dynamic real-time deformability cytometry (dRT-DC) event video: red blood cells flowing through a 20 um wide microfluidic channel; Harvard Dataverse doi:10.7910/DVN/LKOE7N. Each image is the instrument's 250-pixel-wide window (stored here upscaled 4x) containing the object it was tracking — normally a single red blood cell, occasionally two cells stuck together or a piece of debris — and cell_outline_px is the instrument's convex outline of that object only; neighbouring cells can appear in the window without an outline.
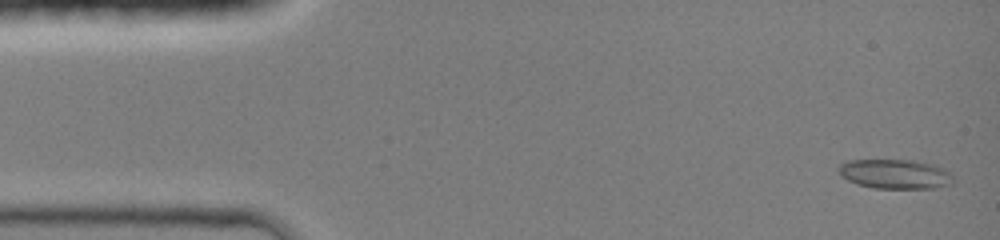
{"species": "common noctule bat (a hibernating species)", "species_latin": "Nyctalus noctula", "temperature_condition": "room temperature", "stored_images_in_passage": 45, "camera_frame_rate_fps": 3000, "um_per_image_px": 0.085, "animal": {"sex": "female", "body_mass_g": 19.0, "forearm_length_mm": 51.5}, "frame": {"image": 1, "passage_image": 2, "time_ms": 0.333, "image_size_px": [1000, 240], "cell_outline_px": [[956, 180], [952, 184], [932, 188], [872, 188], [856, 184], [840, 176], [840, 164], [848, 160], [916, 160], [936, 164], [944, 168]], "centroid_in_image_um": [76.12, 14.79], "position_along_channel_um": 8.9, "area_um2": 19.88}}
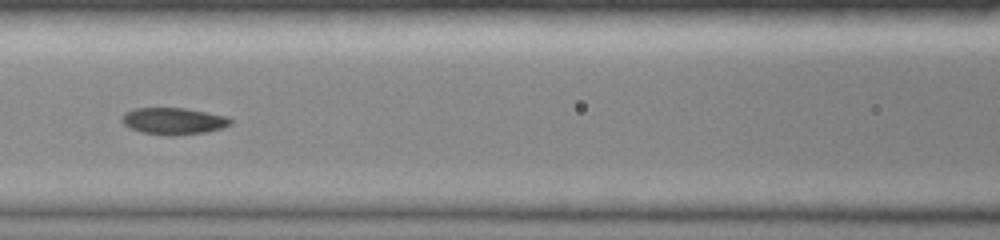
{"frame": {"image": 2, "passage_image": 20, "time_ms": 6.333, "image_size_px": [1000, 240], "cell_outline_px": [[232, 124], [220, 128], [204, 132], [172, 136], [168, 136], [140, 132], [124, 124], [120, 120], [124, 112], [136, 108], [184, 108], [228, 116], [232, 120]], "centroid_in_image_um": [14.73, 10.29], "position_along_channel_um": 151.9, "area_um2": 16.94}}
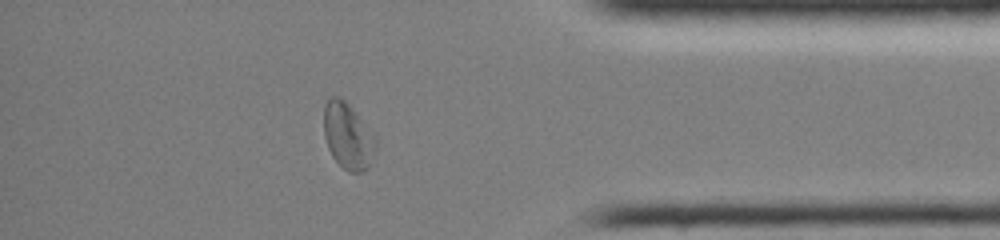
{"frame": {"image": 3, "passage_image": 39, "time_ms": 12.667, "image_size_px": [1000, 240], "cell_outline_px": [[376, 148], [368, 168], [360, 172], [348, 172], [332, 156], [328, 148], [324, 136], [324, 104], [328, 96], [336, 96], [344, 100], [352, 108], [376, 136]], "centroid_in_image_um": [29.56, 11.54], "position_along_channel_um": 405.6, "area_um2": 20.06}, "authors_computed_cell_mechanics": {"area_um2": 17.4556, "velocity_mm_per_s": 4.2328, "shape_relaxation_time_tau1_ms": 4.5987, "shape_relaxation_time_tau2_ms": 2.8738, "deformation_change_tau1": 0.1614, "deformation_change_tau2": 0.0525}}